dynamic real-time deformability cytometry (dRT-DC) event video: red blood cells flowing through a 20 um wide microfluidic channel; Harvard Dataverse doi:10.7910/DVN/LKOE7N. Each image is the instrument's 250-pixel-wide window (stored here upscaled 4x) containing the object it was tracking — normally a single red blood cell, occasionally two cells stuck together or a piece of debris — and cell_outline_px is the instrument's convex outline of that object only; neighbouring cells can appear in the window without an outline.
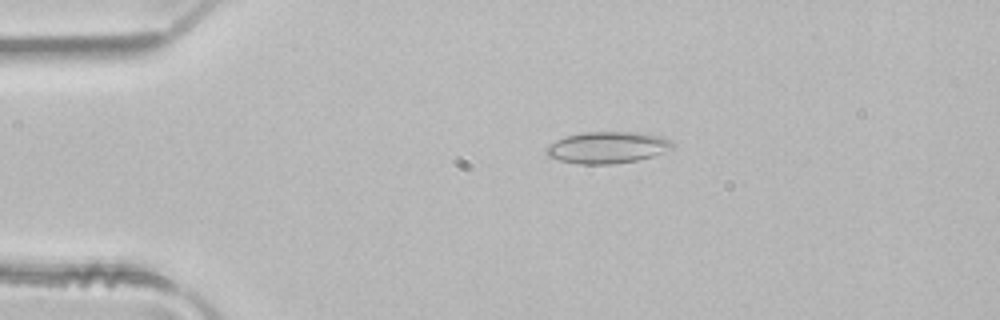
{"species": "common noctule bat (a hibernating species)", "species_latin": "Nyctalus noctula", "temperature_condition": "room temperature", "stored_images_in_passage": 2, "camera_frame_rate_fps": 3000, "um_per_image_px": 0.085, "animal": {"sex": "male", "body_mass_g": 21.5, "forearm_length_mm": 52.0}, "frame": {"image": 1, "passage_image": 1, "time_ms": 0.0, "image_size_px": [1000, 320], "cell_outline_px": [[676, 144], [672, 148], [664, 152], [652, 156], [636, 160], [612, 164], [576, 164], [560, 160], [548, 156], [544, 152], [544, 148], [548, 144], [564, 136], [584, 132], [640, 132], [660, 136]], "centroid_in_image_um": [51.58, 12.53], "position_along_channel_um": 33.4, "area_um2": 23.41}}